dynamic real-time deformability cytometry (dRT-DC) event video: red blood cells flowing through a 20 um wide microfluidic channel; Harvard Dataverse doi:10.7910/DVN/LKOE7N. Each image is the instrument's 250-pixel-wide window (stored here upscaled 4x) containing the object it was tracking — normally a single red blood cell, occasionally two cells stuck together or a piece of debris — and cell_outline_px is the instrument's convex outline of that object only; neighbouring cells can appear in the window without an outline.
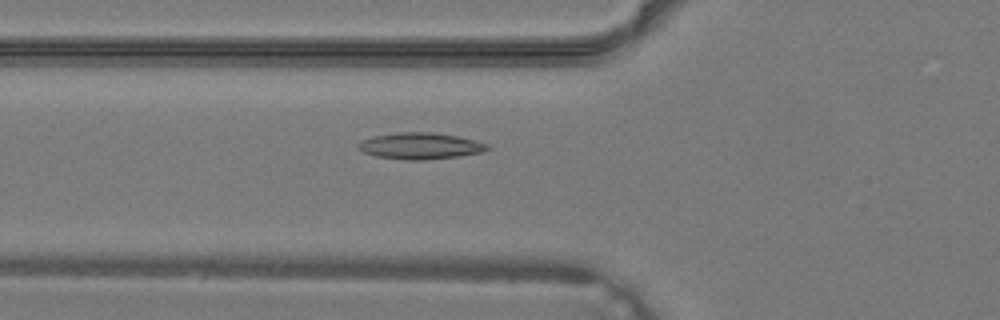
{"species": "common noctule bat (a hibernating species)", "species_latin": "Nyctalus noctula", "temperature_condition": "warm", "stored_images_in_passage": 27, "camera_frame_rate_fps": 3000, "um_per_image_px": 0.085, "animal": {"sex": "male", "body_mass_g": 19.2, "forearm_length_mm": 51.8}, "frame": {"image": 1, "passage_image": 2, "time_ms": 0.333, "image_size_px": [1000, 320], "cell_outline_px": [[492, 148], [480, 152], [460, 156], [424, 160], [404, 160], [376, 156], [360, 152], [356, 148], [356, 144], [360, 140], [372, 136], [400, 132], [432, 132], [456, 136], [488, 144]], "centroid_in_image_um": [35.64, 12.41], "position_along_channel_um": 90.2, "area_um2": 20.06}}
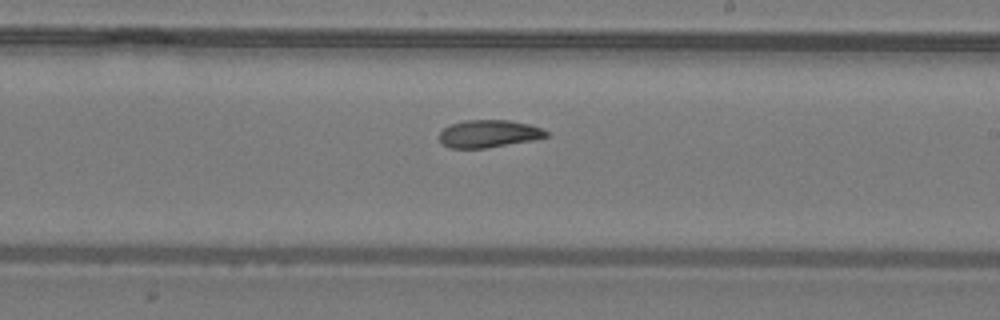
{"frame": {"image": 2, "passage_image": 11, "time_ms": 3.333, "image_size_px": [1000, 320], "cell_outline_px": [[548, 136], [532, 140], [484, 148], [448, 148], [440, 140], [440, 132], [444, 128], [452, 124], [464, 120], [508, 120], [528, 124], [540, 128], [548, 132]], "centroid_in_image_um": [41.52, 11.36], "position_along_channel_um": 247.5, "area_um2": 16.88}}
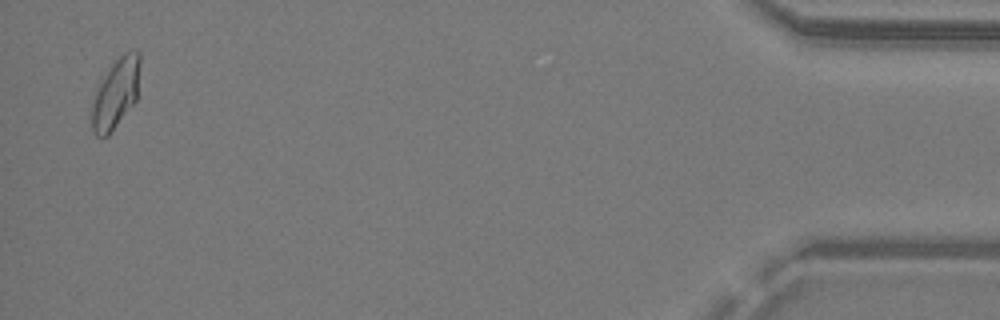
{"frame": {"image": 3, "passage_image": 26, "time_ms": 8.333, "image_size_px": [1000, 320], "cell_outline_px": [[140, 64], [136, 100], [108, 136], [96, 136], [92, 132], [92, 100], [96, 88], [112, 64], [124, 52], [136, 48], [140, 52]], "centroid_in_image_um": [9.84, 7.91], "position_along_channel_um": 425.4, "area_um2": 19.59}}